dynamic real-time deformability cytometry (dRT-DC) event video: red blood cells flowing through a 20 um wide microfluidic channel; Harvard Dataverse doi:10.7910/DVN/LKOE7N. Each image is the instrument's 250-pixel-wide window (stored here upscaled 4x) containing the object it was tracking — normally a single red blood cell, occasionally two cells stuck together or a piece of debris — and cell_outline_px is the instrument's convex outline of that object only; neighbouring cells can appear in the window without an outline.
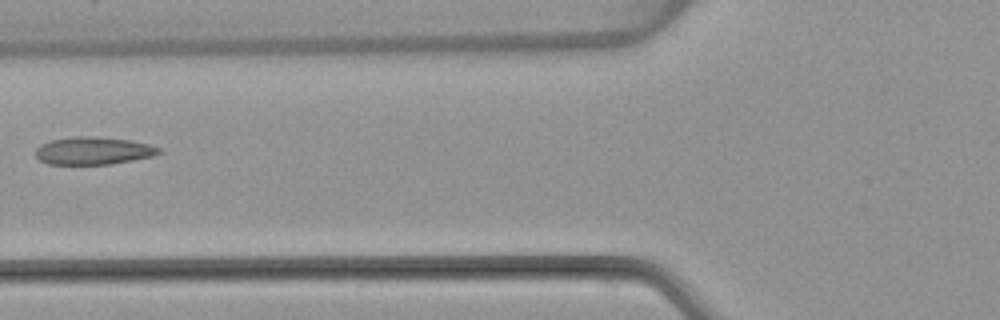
{"species": "common noctule bat (a hibernating species)", "species_latin": "Nyctalus noctula", "temperature_condition": "warm", "stored_images_in_passage": 4, "camera_frame_rate_fps": 3000, "um_per_image_px": 0.085, "animal": {"sex": "female", "body_mass_g": 22.7, "forearm_length_mm": 54.2}, "frame": {"image": 1, "passage_image": 3, "time_ms": 2.333, "image_size_px": [1000, 320], "cell_outline_px": [[164, 152], [152, 156], [112, 164], [48, 164], [40, 160], [36, 156], [36, 148], [40, 144], [52, 140], [76, 136], [88, 136], [128, 140], [148, 144], [160, 148]], "centroid_in_image_um": [7.93, 12.82], "position_along_channel_um": 117.9, "area_um2": 19.71}}
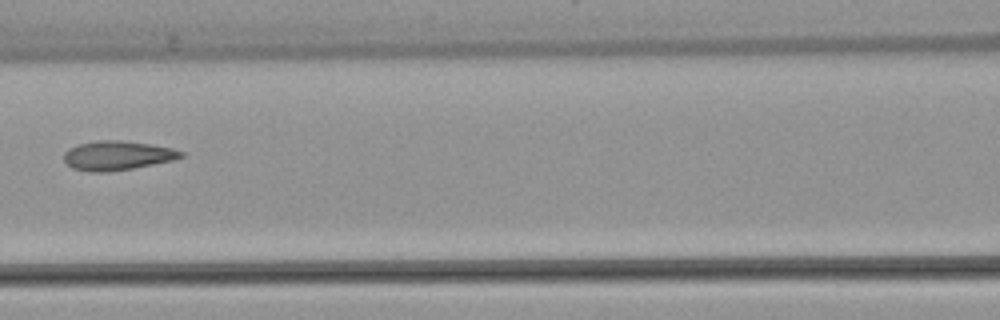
{"frame": {"image": 2, "passage_image": 4, "time_ms": 3.333, "image_size_px": [1000, 320], "cell_outline_px": [[184, 156], [172, 160], [132, 168], [104, 172], [88, 172], [72, 168], [64, 160], [64, 152], [68, 148], [80, 144], [96, 140], [120, 140], [152, 144], [172, 148], [184, 152]], "centroid_in_image_um": [9.95, 13.21], "position_along_channel_um": 156.6, "area_um2": 19.88}}